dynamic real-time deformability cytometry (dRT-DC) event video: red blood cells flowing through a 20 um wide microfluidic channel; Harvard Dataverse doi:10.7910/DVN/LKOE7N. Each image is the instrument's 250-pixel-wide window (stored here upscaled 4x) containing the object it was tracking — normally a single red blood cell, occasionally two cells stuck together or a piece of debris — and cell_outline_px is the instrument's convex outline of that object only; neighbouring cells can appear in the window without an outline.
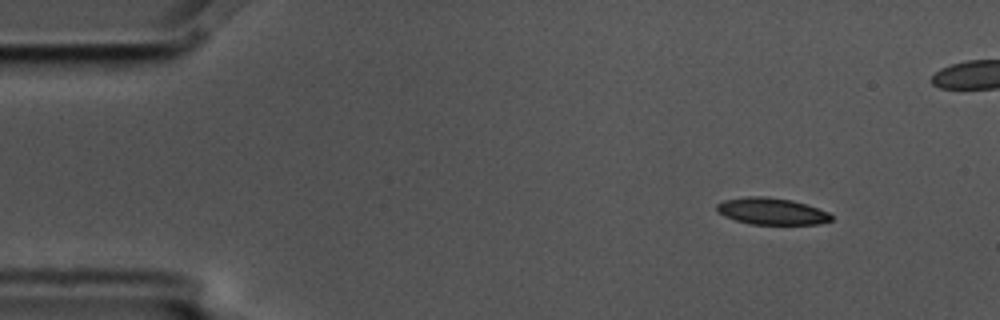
{"species": "common noctule bat (a hibernating species)", "species_latin": "Nyctalus noctula", "temperature_condition": "cold", "stored_images_in_passage": 2, "camera_frame_rate_fps": 3000, "um_per_image_px": 0.085, "animal": {"sex": "male", "body_mass_g": 17.5, "forearm_length_mm": 52.3}, "frame": {"image": 1, "passage_image": 1, "time_ms": 0.0, "image_size_px": [1000, 320], "cell_outline_px": [[832, 220], [820, 224], [752, 224], [736, 220], [724, 216], [716, 212], [716, 204], [724, 200], [748, 196], [768, 196], [792, 200], [808, 204], [828, 212], [832, 216]], "centroid_in_image_um": [65.59, 17.95], "position_along_channel_um": 19.4, "area_um2": 17.98}}